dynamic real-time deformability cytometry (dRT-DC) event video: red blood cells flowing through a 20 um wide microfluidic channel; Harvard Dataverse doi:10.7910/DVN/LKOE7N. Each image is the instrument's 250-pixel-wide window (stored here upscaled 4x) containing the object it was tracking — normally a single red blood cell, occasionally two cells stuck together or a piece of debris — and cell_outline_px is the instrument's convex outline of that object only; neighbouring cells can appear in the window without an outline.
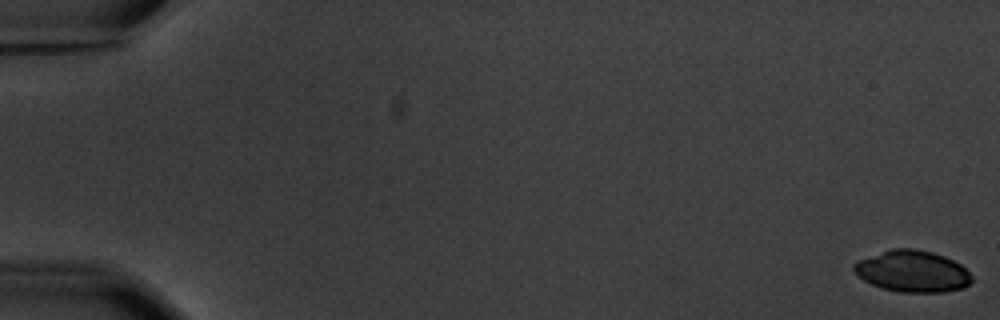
{"species": "common noctule bat (a hibernating species)", "species_latin": "Nyctalus noctula", "temperature_condition": "warm", "stored_images_in_passage": 17, "camera_frame_rate_fps": 3000, "um_per_image_px": 0.085, "animal": {"sex": "male", "body_mass_g": 20.1, "forearm_length_mm": 53.5}, "frame": {"image": 1, "passage_image": 1, "time_ms": 0.0, "image_size_px": [1000, 320], "cell_outline_px": [[972, 280], [964, 288], [944, 292], [900, 292], [884, 288], [872, 284], [856, 276], [852, 272], [852, 264], [856, 260], [892, 248], [916, 248], [932, 252], [944, 256], [960, 264], [972, 276]], "centroid_in_image_um": [77.51, 23.05], "position_along_channel_um": 7.5, "area_um2": 28.73}}